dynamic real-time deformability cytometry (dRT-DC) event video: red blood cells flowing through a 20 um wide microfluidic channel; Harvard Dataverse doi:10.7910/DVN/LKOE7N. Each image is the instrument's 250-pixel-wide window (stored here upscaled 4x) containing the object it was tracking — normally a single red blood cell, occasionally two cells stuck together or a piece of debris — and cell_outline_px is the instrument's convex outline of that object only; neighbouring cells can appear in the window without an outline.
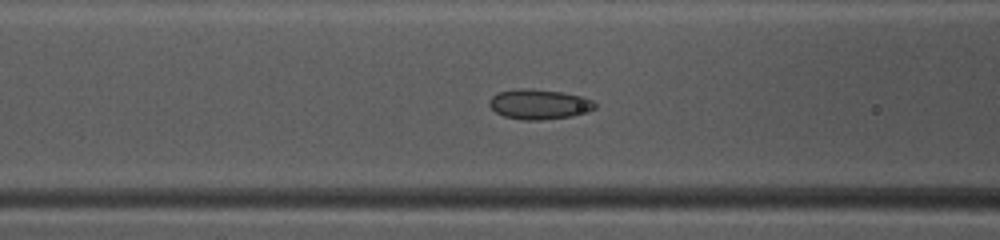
{"species": "common noctule bat (a hibernating species)", "species_latin": "Nyctalus noctula", "temperature_condition": "warm", "stored_images_in_passage": 39, "camera_frame_rate_fps": 3000, "um_per_image_px": 0.085, "animal": {"sex": "female", "body_mass_g": 10.0, "forearm_length_mm": 53.1}, "frame": {"image": 1, "passage_image": 10, "time_ms": 3.0, "image_size_px": [1000, 240], "cell_outline_px": [[596, 108], [588, 112], [572, 116], [540, 120], [524, 120], [504, 116], [496, 112], [488, 104], [488, 100], [496, 92], [512, 88], [528, 88], [560, 92], [584, 96], [592, 100], [596, 104]], "centroid_in_image_um": [45.81, 8.85], "position_along_channel_um": 120.8, "area_um2": 18.73}}
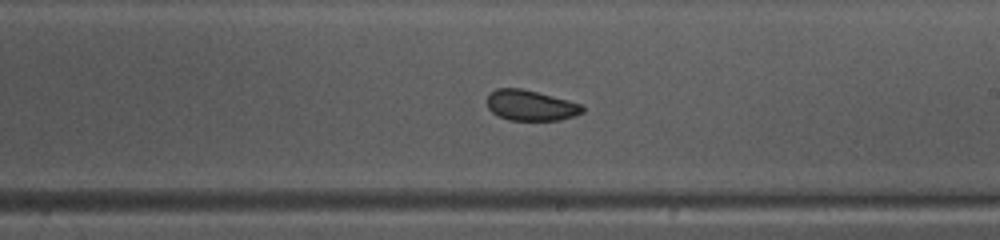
{"frame": {"image": 2, "passage_image": 19, "time_ms": 6.0, "image_size_px": [1000, 240], "cell_outline_px": [[584, 112], [576, 116], [560, 120], [508, 120], [492, 112], [488, 108], [488, 92], [496, 88], [520, 88], [552, 96], [580, 104], [584, 108]], "centroid_in_image_um": [45.09, 8.96], "position_along_channel_um": 243.9, "area_um2": 16.88}}
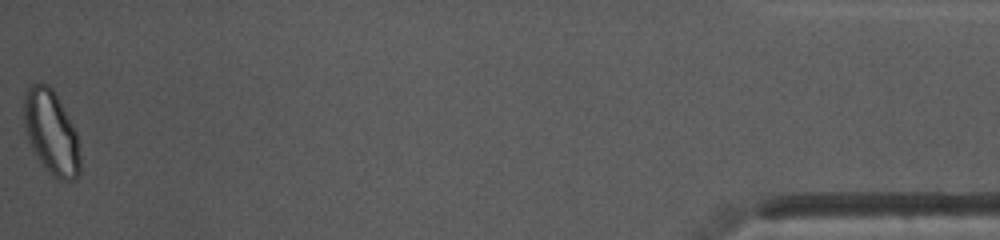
{"frame": {"image": 3, "passage_image": 39, "time_ms": 12.667, "image_size_px": [1000, 240], "cell_outline_px": [[80, 172], [72, 180], [60, 180], [52, 176], [48, 172], [36, 156], [28, 140], [24, 128], [24, 92], [32, 84], [48, 84], [52, 88], [72, 124], [76, 132], [80, 156]], "centroid_in_image_um": [4.34, 11.27], "position_along_channel_um": 430.9, "area_um2": 27.28}, "authors_computed_cell_mechanics": {"area_um2": 18.2648, "velocity_mm_per_s": 4.1058, "shape_relaxation_time_tau1_ms": 1.9468, "shape_relaxation_time_tau2_ms": 3.795, "deformation_change_tau1": 0.0686, "deformation_change_tau2": 0.0458}}